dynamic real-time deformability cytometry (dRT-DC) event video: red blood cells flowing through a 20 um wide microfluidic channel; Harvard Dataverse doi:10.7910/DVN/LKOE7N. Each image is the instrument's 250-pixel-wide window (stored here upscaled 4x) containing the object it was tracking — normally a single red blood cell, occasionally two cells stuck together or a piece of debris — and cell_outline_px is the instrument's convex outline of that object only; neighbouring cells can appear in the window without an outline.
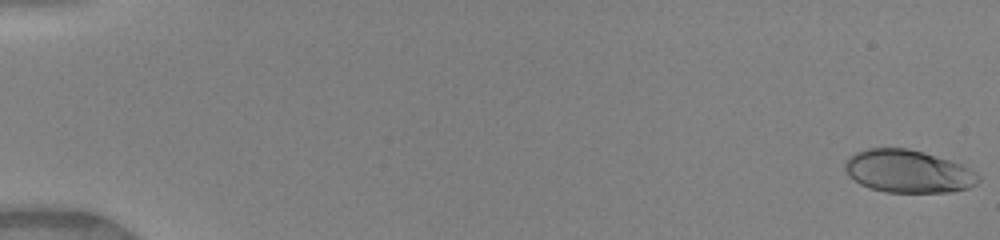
{"species": "human", "species_latin": "Homo sapiens", "temperature_condition": "warm", "stored_images_in_passage": 6, "camera_frame_rate_fps": 3000, "um_per_image_px": 0.085, "donor": {"sex": "female"}, "frame": {"image": 1, "passage_image": 1, "time_ms": 0.0, "image_size_px": [1000, 240], "cell_outline_px": [[980, 180], [976, 184], [968, 188], [952, 192], [884, 192], [860, 184], [848, 176], [844, 168], [844, 160], [856, 152], [868, 148], [908, 148], [924, 152], [960, 164], [976, 172], [980, 176]], "centroid_in_image_um": [77.17, 14.56], "position_along_channel_um": 7.8, "area_um2": 33.29}}